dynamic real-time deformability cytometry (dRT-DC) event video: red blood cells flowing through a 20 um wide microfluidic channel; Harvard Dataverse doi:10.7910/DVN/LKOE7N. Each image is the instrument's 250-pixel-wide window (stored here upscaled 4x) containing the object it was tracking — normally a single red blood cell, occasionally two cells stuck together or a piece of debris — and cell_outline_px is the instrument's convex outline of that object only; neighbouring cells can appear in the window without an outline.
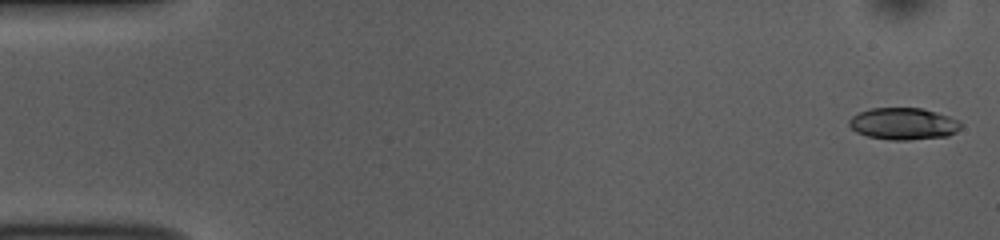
{"species": "common noctule bat (a hibernating species)", "species_latin": "Nyctalus noctula", "temperature_condition": "room temperature", "stored_images_in_passage": 52, "camera_frame_rate_fps": 3000, "um_per_image_px": 0.085, "animal": {"sex": "female", "body_mass_g": 10.0, "forearm_length_mm": 53.1}, "frame": {"image": 1, "passage_image": 1, "time_ms": 0.0, "image_size_px": [1000, 240], "cell_outline_px": [[960, 128], [956, 132], [948, 136], [908, 140], [888, 140], [868, 136], [856, 132], [848, 124], [848, 120], [852, 116], [860, 112], [872, 108], [920, 108], [936, 112], [960, 120]], "centroid_in_image_um": [76.78, 10.52], "position_along_channel_um": 8.2, "area_um2": 20.75}}
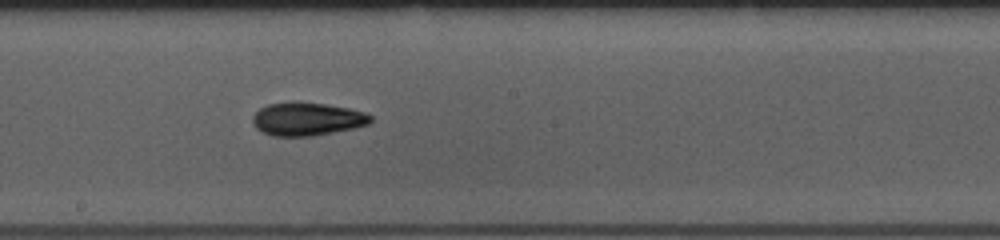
{"frame": {"image": 2, "passage_image": 28, "time_ms": 9.0, "image_size_px": [1000, 240], "cell_outline_px": [[372, 120], [368, 124], [352, 128], [312, 136], [272, 136], [256, 128], [252, 120], [252, 116], [260, 108], [268, 104], [296, 100], [324, 104], [348, 108], [364, 112], [372, 116]], "centroid_in_image_um": [26.07, 10.1], "position_along_channel_um": 222.1, "area_um2": 22.83}}
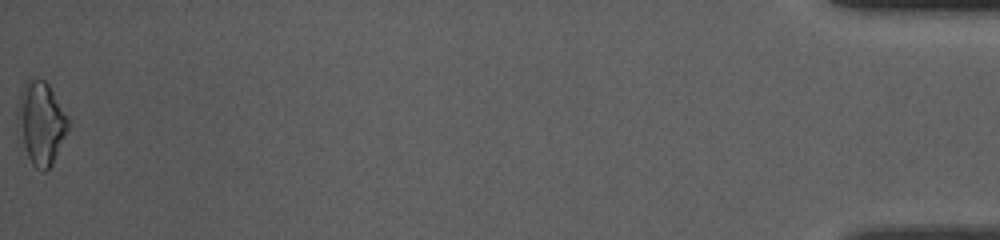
{"frame": {"image": 3, "passage_image": 52, "time_ms": 17.0, "image_size_px": [1000, 240], "cell_outline_px": [[68, 128], [52, 164], [44, 172], [36, 168], [32, 164], [28, 156], [24, 144], [16, 112], [20, 92], [28, 76], [36, 76], [44, 80], [48, 84], [68, 116]], "centroid_in_image_um": [3.48, 10.37], "position_along_channel_um": 431.7, "area_um2": 24.04}, "authors_computed_cell_mechanics": {"area_um2": 21.1837, "velocity_mm_per_s": 3.8447, "shape_relaxation_time_tau1_ms": 5.8023, "shape_relaxation_time_tau2_ms": 5.8415, "deformation_change_tau1": 0.1781, "deformation_change_tau2": 0.1394}}